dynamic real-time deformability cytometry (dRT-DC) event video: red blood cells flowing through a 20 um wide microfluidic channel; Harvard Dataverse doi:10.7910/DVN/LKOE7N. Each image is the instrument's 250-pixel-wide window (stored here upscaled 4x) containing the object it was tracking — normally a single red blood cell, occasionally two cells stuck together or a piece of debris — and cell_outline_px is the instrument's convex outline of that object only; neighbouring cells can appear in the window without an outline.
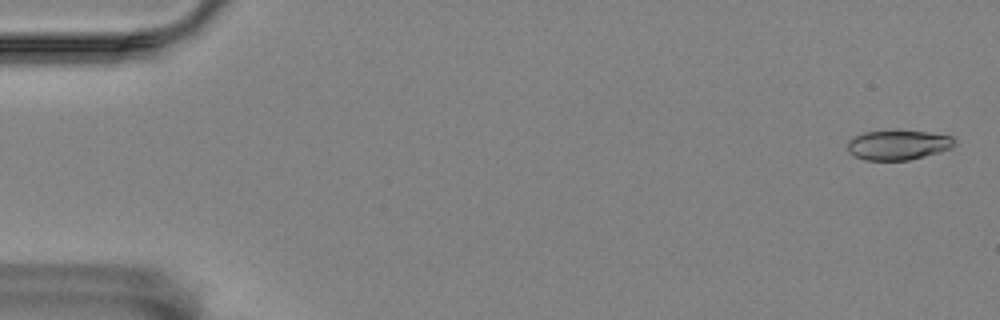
{"species": "Egyptian fruit bat (a non-hibernating species)", "species_latin": "Rousettus aegyptiacus", "temperature_condition": "room temperature", "stored_images_in_passage": 6, "camera_frame_rate_fps": 3000, "um_per_image_px": 0.085, "animal": {"sex": "female"}, "frame": {"image": 1, "passage_image": 1, "time_ms": 0.0, "image_size_px": [1000, 320], "cell_outline_px": [[956, 144], [952, 148], [924, 156], [908, 160], [864, 160], [852, 156], [848, 152], [848, 140], [852, 136], [864, 132], [892, 128], [900, 128], [952, 136], [956, 140]], "centroid_in_image_um": [76.3, 12.28], "position_along_channel_um": 8.7, "area_um2": 19.36}}
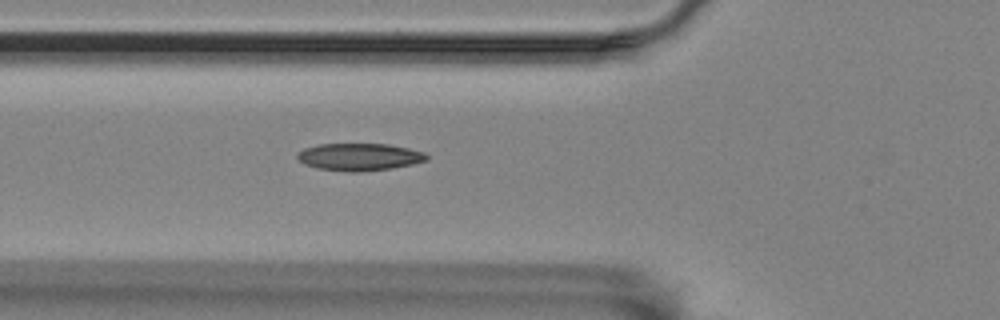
{"frame": {"image": 2, "passage_image": 6, "time_ms": 6.333, "image_size_px": [1000, 320], "cell_outline_px": [[428, 160], [412, 164], [392, 168], [356, 172], [348, 172], [316, 168], [304, 164], [296, 156], [304, 148], [320, 144], [388, 144], [408, 148], [424, 152], [428, 156]], "centroid_in_image_um": [30.55, 13.34], "position_along_channel_um": 95.2, "area_um2": 20.52}}